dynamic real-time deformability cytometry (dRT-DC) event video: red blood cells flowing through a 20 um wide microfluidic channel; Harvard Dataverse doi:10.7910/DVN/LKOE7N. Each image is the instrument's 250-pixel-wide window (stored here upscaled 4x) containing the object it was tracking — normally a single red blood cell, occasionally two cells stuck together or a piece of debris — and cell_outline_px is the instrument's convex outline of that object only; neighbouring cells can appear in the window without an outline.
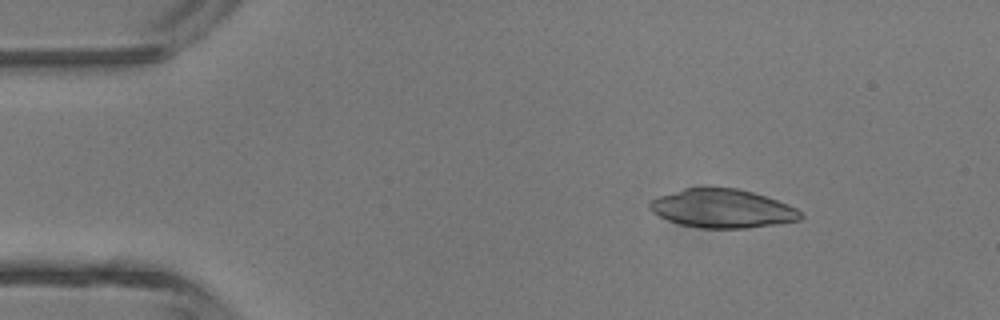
{"species": "common noctule bat (a hibernating species)", "species_latin": "Nyctalus noctula", "temperature_condition": "room temperature", "stored_images_in_passage": 3, "camera_frame_rate_fps": 3000, "um_per_image_px": 0.085, "animal": {"sex": "male", "body_mass_g": 13.3}, "frame": {"image": 1, "passage_image": 1, "time_ms": 0.0, "image_size_px": [1000, 320], "cell_outline_px": [[804, 216], [800, 220], [776, 224], [748, 228], [700, 228], [680, 224], [668, 220], [652, 212], [648, 208], [648, 200], [656, 196], [684, 188], [736, 188], [752, 192], [788, 204], [796, 208]], "centroid_in_image_um": [61.36, 17.73], "position_along_channel_um": 23.6, "area_um2": 33.99}}